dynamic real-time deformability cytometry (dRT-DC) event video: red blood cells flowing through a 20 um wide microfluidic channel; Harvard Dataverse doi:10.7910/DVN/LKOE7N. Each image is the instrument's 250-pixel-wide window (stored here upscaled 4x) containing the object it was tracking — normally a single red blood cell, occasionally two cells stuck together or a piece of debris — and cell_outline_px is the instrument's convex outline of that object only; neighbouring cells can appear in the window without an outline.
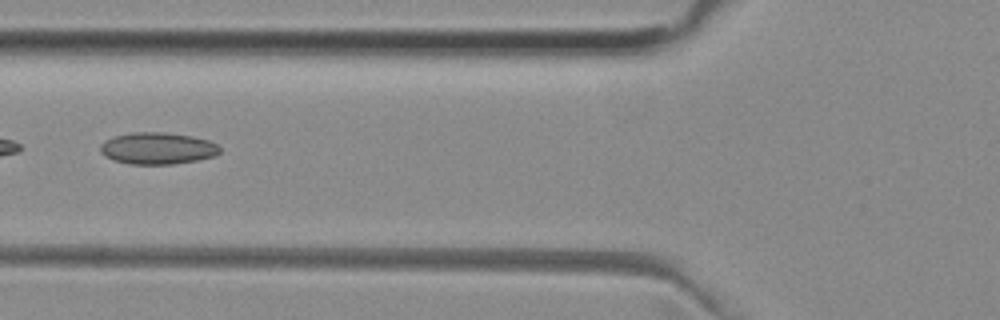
{"species": "common noctule bat (a hibernating species)", "species_latin": "Nyctalus noctula", "temperature_condition": "room temperature", "stored_images_in_passage": 17, "camera_frame_rate_fps": 3000, "um_per_image_px": 0.085, "animal": {"sex": "female", "body_mass_g": 29.2, "forearm_length_mm": 56.3}, "frame": {"image": 1, "passage_image": 8, "time_ms": 2.333, "image_size_px": [1000, 320], "cell_outline_px": [[220, 152], [216, 156], [196, 160], [172, 164], [128, 164], [112, 160], [104, 156], [100, 152], [100, 144], [104, 140], [112, 136], [132, 132], [164, 132], [192, 136], [208, 140], [216, 144], [220, 148]], "centroid_in_image_um": [13.35, 12.6], "position_along_channel_um": 112.5, "area_um2": 22.37}}